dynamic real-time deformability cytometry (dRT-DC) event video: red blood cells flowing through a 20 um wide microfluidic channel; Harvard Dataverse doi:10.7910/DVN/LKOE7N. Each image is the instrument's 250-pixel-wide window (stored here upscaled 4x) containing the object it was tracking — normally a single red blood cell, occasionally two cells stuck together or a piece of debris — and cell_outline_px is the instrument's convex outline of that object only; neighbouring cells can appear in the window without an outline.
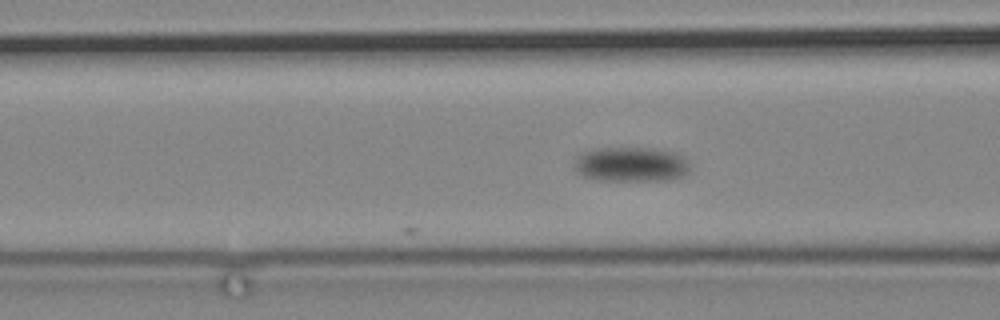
{"species": "common noctule bat (a hibernating species)", "species_latin": "Nyctalus noctula", "temperature_condition": "cold", "stored_images_in_passage": 9, "camera_frame_rate_fps": 3000, "um_per_image_px": 0.085, "animal": {"sex": "male", "body_mass_g": 19.2, "forearm_length_mm": 51.8}, "frame": {"image": 1, "passage_image": 9, "time_ms": 2.667, "image_size_px": [1000, 320], "cell_outline_px": [[688, 172], [680, 176], [664, 180], [596, 180], [584, 176], [576, 172], [576, 156], [592, 148], [652, 148], [672, 152], [680, 156], [688, 164]], "centroid_in_image_um": [53.57, 13.97], "position_along_channel_um": 113.0, "area_um2": 23.0}}